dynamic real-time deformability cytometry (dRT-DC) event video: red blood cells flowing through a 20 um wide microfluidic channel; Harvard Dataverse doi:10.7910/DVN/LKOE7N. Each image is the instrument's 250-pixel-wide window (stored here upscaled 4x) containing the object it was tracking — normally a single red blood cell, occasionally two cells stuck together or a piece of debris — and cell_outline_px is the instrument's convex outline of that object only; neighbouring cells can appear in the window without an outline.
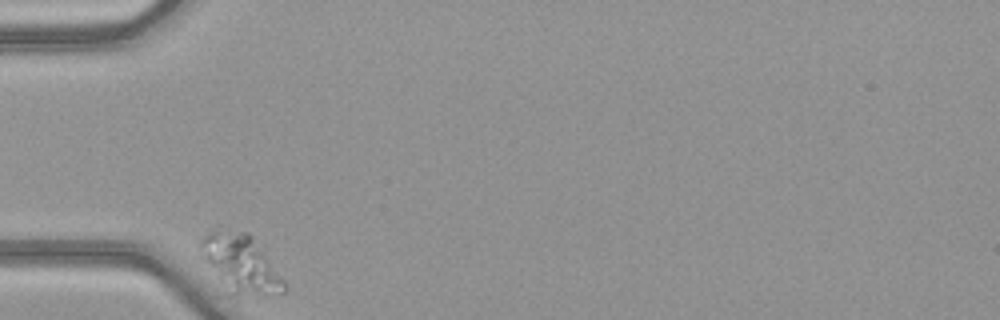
{"species": "common noctule bat (a hibernating species)", "species_latin": "Nyctalus noctula", "temperature_condition": "warm", "stored_images_in_passage": 32, "camera_frame_rate_fps": 3000, "um_per_image_px": 0.085, "animal": {"sex": "female", "body_mass_g": 21.9}, "frame": {"image": 1, "passage_image": 1, "time_ms": 0.0, "image_size_px": [1000, 320], "cell_outline_px": [[288, 288], [284, 292], [236, 300], [224, 296], [200, 252], [200, 240], [208, 232], [248, 232], [252, 236], [284, 280]], "centroid_in_image_um": [20.42, 22.58], "position_along_channel_um": 64.6, "area_um2": 29.07}}
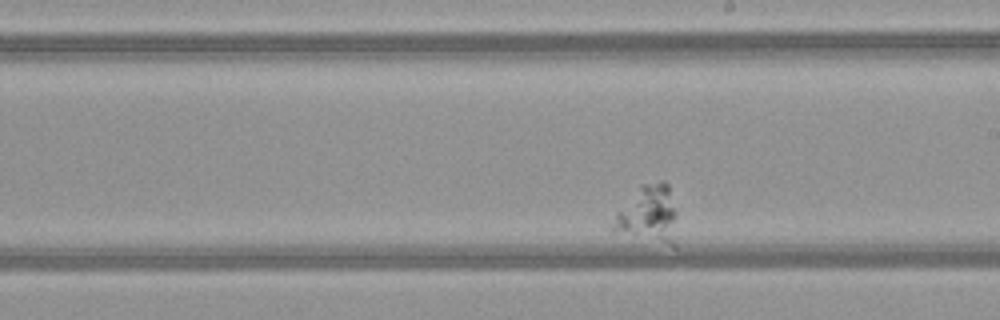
{"frame": {"image": 2, "passage_image": 19, "time_ms": 6.0, "image_size_px": [1000, 320], "cell_outline_px": [[676, 248], [672, 248], [612, 232], [612, 228], [616, 212], [644, 184], [660, 180], [664, 180], [668, 184], [676, 212]], "centroid_in_image_um": [55.16, 18.32], "position_along_channel_um": 233.8, "area_um2": 21.85}}
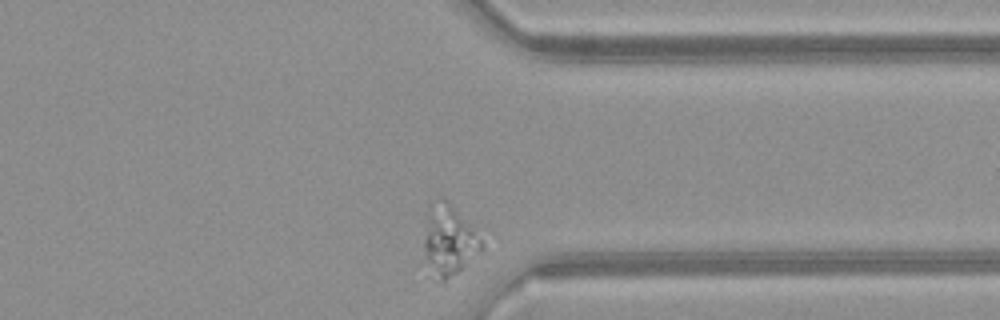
{"frame": {"image": 3, "passage_image": 32, "time_ms": 10.333, "image_size_px": [1000, 320], "cell_outline_px": [[472, 232], [464, 264], [456, 272], [444, 280], [440, 280], [424, 248], [424, 240], [428, 204], [440, 196], [444, 196], [448, 200]], "centroid_in_image_um": [37.89, 20.22], "position_along_channel_um": 373.5, "area_um2": 19.77}}